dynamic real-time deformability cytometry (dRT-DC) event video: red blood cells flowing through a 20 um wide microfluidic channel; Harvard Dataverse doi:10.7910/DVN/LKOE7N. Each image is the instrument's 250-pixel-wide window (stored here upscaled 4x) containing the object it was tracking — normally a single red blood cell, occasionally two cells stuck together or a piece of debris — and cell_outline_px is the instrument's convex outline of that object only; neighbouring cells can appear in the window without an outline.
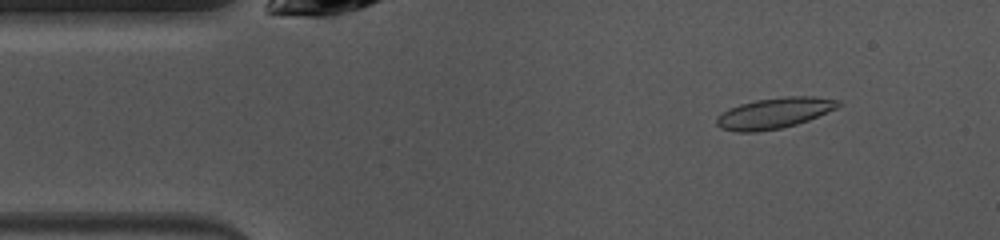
{"species": "common noctule bat (a hibernating species)", "species_latin": "Nyctalus noctula", "temperature_condition": "warm", "stored_images_in_passage": 48, "camera_frame_rate_fps": 3000, "um_per_image_px": 0.085, "animal": {"sex": "female", "body_mass_g": 10.0, "forearm_length_mm": 53.1}, "frame": {"image": 1, "passage_image": 5, "time_ms": 1.333, "image_size_px": [1000, 240], "cell_outline_px": [[844, 104], [836, 108], [808, 120], [796, 124], [780, 128], [756, 132], [736, 132], [720, 128], [716, 124], [716, 116], [728, 108], [740, 104], [756, 100], [784, 96], [812, 96], [840, 100]], "centroid_in_image_um": [65.8, 9.61], "position_along_channel_um": 19.2, "area_um2": 21.91}}
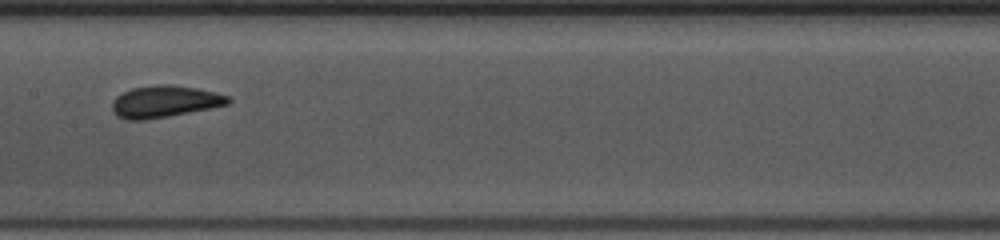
{"frame": {"image": 2, "passage_image": 22, "time_ms": 7.0, "image_size_px": [1000, 240], "cell_outline_px": [[232, 100], [228, 104], [212, 108], [168, 116], [144, 120], [124, 120], [116, 116], [112, 112], [112, 100], [116, 96], [132, 88], [156, 84], [168, 84], [196, 88], [216, 92], [228, 96]], "centroid_in_image_um": [13.97, 8.63], "position_along_channel_um": 193.4, "area_um2": 21.68}}
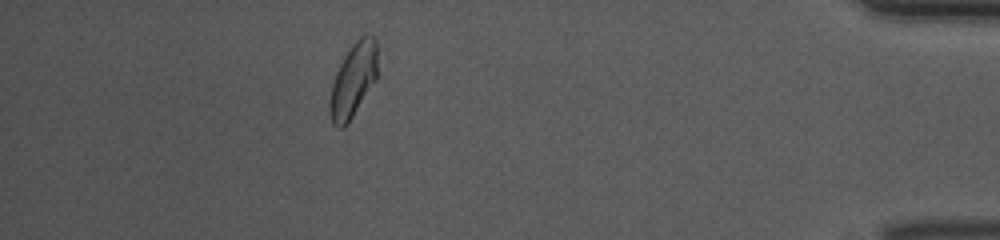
{"frame": {"image": 3, "passage_image": 42, "time_ms": 13.667, "image_size_px": [1000, 240], "cell_outline_px": [[376, 80], [344, 128], [336, 128], [332, 124], [328, 108], [332, 84], [336, 72], [344, 56], [352, 44], [360, 36], [368, 32], [376, 40]], "centroid_in_image_um": [30.0, 6.81], "position_along_channel_um": 405.2, "area_um2": 20.46}, "authors_computed_cell_mechanics": {"area_um2": 20.6924, "velocity_mm_per_s": 4.0277, "shape_relaxation_time_tau1_ms": 3.4376, "shape_relaxation_time_tau2_ms": 1.1349, "deformation_change_tau1": 0.1263, "deformation_change_tau2": 0.0528}}